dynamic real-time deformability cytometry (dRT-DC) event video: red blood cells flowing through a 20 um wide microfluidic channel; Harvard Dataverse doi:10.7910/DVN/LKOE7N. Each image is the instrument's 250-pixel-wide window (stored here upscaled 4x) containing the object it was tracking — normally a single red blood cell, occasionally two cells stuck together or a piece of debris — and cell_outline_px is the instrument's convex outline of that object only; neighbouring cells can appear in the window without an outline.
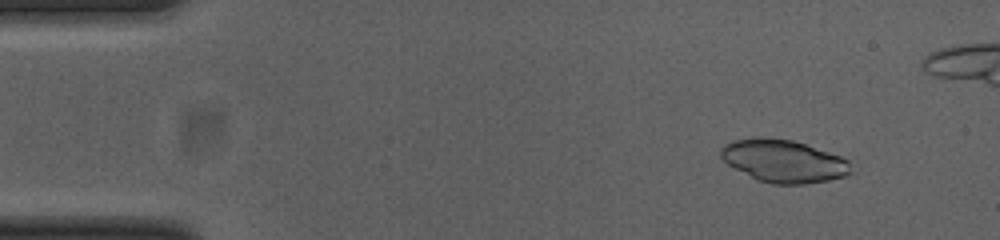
{"species": "common noctule bat (a hibernating species)", "species_latin": "Nyctalus noctula", "temperature_condition": "cold", "stored_images_in_passage": 48, "camera_frame_rate_fps": 3000, "um_per_image_px": 0.085, "animal": {"sex": "female", "body_mass_g": 23.0, "forearm_length_mm": 53.4}, "frame": {"image": 1, "passage_image": 6, "time_ms": 1.667, "image_size_px": [1000, 240], "cell_outline_px": [[852, 172], [844, 176], [828, 180], [804, 184], [772, 184], [756, 180], [728, 164], [720, 156], [720, 148], [724, 144], [732, 140], [792, 140], [840, 156], [848, 160]], "centroid_in_image_um": [66.61, 13.73], "position_along_channel_um": 18.4, "area_um2": 31.44}}